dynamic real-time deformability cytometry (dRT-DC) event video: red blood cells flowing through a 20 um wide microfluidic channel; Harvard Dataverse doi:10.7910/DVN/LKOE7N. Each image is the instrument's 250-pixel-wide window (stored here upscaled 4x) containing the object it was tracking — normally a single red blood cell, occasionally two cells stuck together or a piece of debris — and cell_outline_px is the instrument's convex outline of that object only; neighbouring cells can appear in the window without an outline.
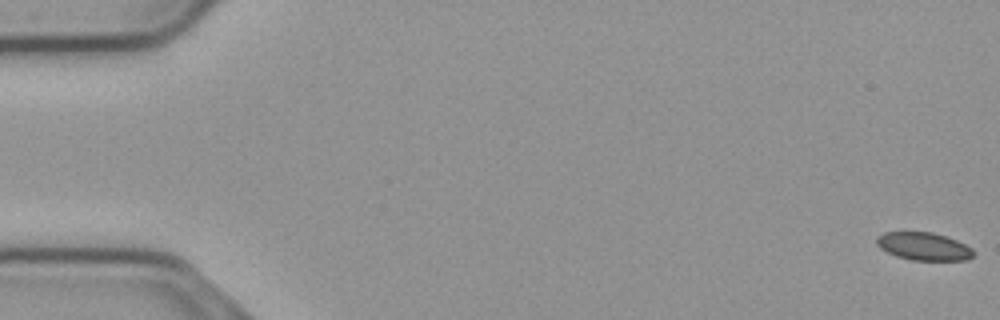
{"species": "common noctule bat (a hibernating species)", "species_latin": "Nyctalus noctula", "temperature_condition": "cold", "stored_images_in_passage": 8, "camera_frame_rate_fps": 3000, "um_per_image_px": 0.085, "animal": {"sex": "male", "body_mass_g": 23.1, "forearm_length_mm": 52.7}, "frame": {"image": 1, "passage_image": 1, "time_ms": 0.0, "image_size_px": [1000, 320], "cell_outline_px": [[972, 256], [968, 260], [912, 260], [896, 256], [880, 248], [876, 244], [876, 236], [884, 232], [932, 232], [956, 240], [972, 248]], "centroid_in_image_um": [78.47, 20.94], "position_along_channel_um": 6.5, "area_um2": 15.61}}